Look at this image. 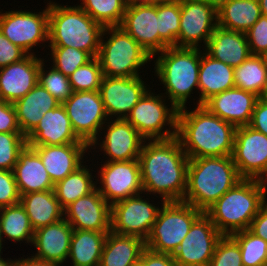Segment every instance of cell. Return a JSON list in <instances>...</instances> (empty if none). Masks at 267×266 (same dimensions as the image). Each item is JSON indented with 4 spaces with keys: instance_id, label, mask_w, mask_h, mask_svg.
<instances>
[{
    "instance_id": "6da1fadb",
    "label": "cell",
    "mask_w": 267,
    "mask_h": 266,
    "mask_svg": "<svg viewBox=\"0 0 267 266\" xmlns=\"http://www.w3.org/2000/svg\"><path fill=\"white\" fill-rule=\"evenodd\" d=\"M139 163L143 194L146 197L152 194L160 196L161 202L183 201L189 158L176 136L145 140Z\"/></svg>"
},
{
    "instance_id": "7a4b0ae2",
    "label": "cell",
    "mask_w": 267,
    "mask_h": 266,
    "mask_svg": "<svg viewBox=\"0 0 267 266\" xmlns=\"http://www.w3.org/2000/svg\"><path fill=\"white\" fill-rule=\"evenodd\" d=\"M191 110V111H190ZM179 109L176 137L189 159L232 156L236 127L203 105Z\"/></svg>"
},
{
    "instance_id": "3957f363",
    "label": "cell",
    "mask_w": 267,
    "mask_h": 266,
    "mask_svg": "<svg viewBox=\"0 0 267 266\" xmlns=\"http://www.w3.org/2000/svg\"><path fill=\"white\" fill-rule=\"evenodd\" d=\"M242 179L232 156L189 159L183 202L205 212Z\"/></svg>"
},
{
    "instance_id": "277c9868",
    "label": "cell",
    "mask_w": 267,
    "mask_h": 266,
    "mask_svg": "<svg viewBox=\"0 0 267 266\" xmlns=\"http://www.w3.org/2000/svg\"><path fill=\"white\" fill-rule=\"evenodd\" d=\"M267 196V182L243 178L204 213L222 235L247 230Z\"/></svg>"
},
{
    "instance_id": "5b68a950",
    "label": "cell",
    "mask_w": 267,
    "mask_h": 266,
    "mask_svg": "<svg viewBox=\"0 0 267 266\" xmlns=\"http://www.w3.org/2000/svg\"><path fill=\"white\" fill-rule=\"evenodd\" d=\"M47 47H72L97 57L104 27L94 21L79 5L48 3Z\"/></svg>"
},
{
    "instance_id": "8992f818",
    "label": "cell",
    "mask_w": 267,
    "mask_h": 266,
    "mask_svg": "<svg viewBox=\"0 0 267 266\" xmlns=\"http://www.w3.org/2000/svg\"><path fill=\"white\" fill-rule=\"evenodd\" d=\"M160 54V55H159ZM158 55L154 75L164 85V96L178 110L185 108L193 90L198 88L201 48L167 47Z\"/></svg>"
},
{
    "instance_id": "52a82bcc",
    "label": "cell",
    "mask_w": 267,
    "mask_h": 266,
    "mask_svg": "<svg viewBox=\"0 0 267 266\" xmlns=\"http://www.w3.org/2000/svg\"><path fill=\"white\" fill-rule=\"evenodd\" d=\"M97 58L106 77L141 76L140 69L153 60L120 26L104 27Z\"/></svg>"
},
{
    "instance_id": "ba28073f",
    "label": "cell",
    "mask_w": 267,
    "mask_h": 266,
    "mask_svg": "<svg viewBox=\"0 0 267 266\" xmlns=\"http://www.w3.org/2000/svg\"><path fill=\"white\" fill-rule=\"evenodd\" d=\"M158 203L161 208L145 246L157 253L173 255L193 222L203 212L183 201Z\"/></svg>"
},
{
    "instance_id": "9c48e42d",
    "label": "cell",
    "mask_w": 267,
    "mask_h": 266,
    "mask_svg": "<svg viewBox=\"0 0 267 266\" xmlns=\"http://www.w3.org/2000/svg\"><path fill=\"white\" fill-rule=\"evenodd\" d=\"M151 89L153 88H150L136 103L126 120L146 140L173 138L177 133L179 110L173 104H167L163 94L155 95Z\"/></svg>"
},
{
    "instance_id": "30bf717a",
    "label": "cell",
    "mask_w": 267,
    "mask_h": 266,
    "mask_svg": "<svg viewBox=\"0 0 267 266\" xmlns=\"http://www.w3.org/2000/svg\"><path fill=\"white\" fill-rule=\"evenodd\" d=\"M46 6L39 12L21 9L2 13L0 10V31L28 55H36L33 48L48 43V2Z\"/></svg>"
},
{
    "instance_id": "8fae6325",
    "label": "cell",
    "mask_w": 267,
    "mask_h": 266,
    "mask_svg": "<svg viewBox=\"0 0 267 266\" xmlns=\"http://www.w3.org/2000/svg\"><path fill=\"white\" fill-rule=\"evenodd\" d=\"M62 104L67 111L74 133L90 146L109 119L100 92H73Z\"/></svg>"
},
{
    "instance_id": "7c38bea8",
    "label": "cell",
    "mask_w": 267,
    "mask_h": 266,
    "mask_svg": "<svg viewBox=\"0 0 267 266\" xmlns=\"http://www.w3.org/2000/svg\"><path fill=\"white\" fill-rule=\"evenodd\" d=\"M97 168L96 189L111 206L143 193L139 159L104 162Z\"/></svg>"
},
{
    "instance_id": "4fadbf2b",
    "label": "cell",
    "mask_w": 267,
    "mask_h": 266,
    "mask_svg": "<svg viewBox=\"0 0 267 266\" xmlns=\"http://www.w3.org/2000/svg\"><path fill=\"white\" fill-rule=\"evenodd\" d=\"M141 194L111 206V231L119 235L148 238L160 207ZM146 199V200H145ZM156 205V206H155Z\"/></svg>"
},
{
    "instance_id": "5bb4252c",
    "label": "cell",
    "mask_w": 267,
    "mask_h": 266,
    "mask_svg": "<svg viewBox=\"0 0 267 266\" xmlns=\"http://www.w3.org/2000/svg\"><path fill=\"white\" fill-rule=\"evenodd\" d=\"M232 158L242 178L267 182V136L262 132L237 127Z\"/></svg>"
},
{
    "instance_id": "9a60e30c",
    "label": "cell",
    "mask_w": 267,
    "mask_h": 266,
    "mask_svg": "<svg viewBox=\"0 0 267 266\" xmlns=\"http://www.w3.org/2000/svg\"><path fill=\"white\" fill-rule=\"evenodd\" d=\"M223 235L203 212L174 252L177 266H209L215 248Z\"/></svg>"
},
{
    "instance_id": "2e32d148",
    "label": "cell",
    "mask_w": 267,
    "mask_h": 266,
    "mask_svg": "<svg viewBox=\"0 0 267 266\" xmlns=\"http://www.w3.org/2000/svg\"><path fill=\"white\" fill-rule=\"evenodd\" d=\"M103 126L101 129L102 132H100L101 134L90 144L89 147L91 150H96L99 147L98 149H101L100 152L102 154L104 152L103 155H106L104 157L107 159L105 162L139 159L142 146L146 139L132 124L126 119H108ZM103 133L104 135H102Z\"/></svg>"
},
{
    "instance_id": "e0dca14e",
    "label": "cell",
    "mask_w": 267,
    "mask_h": 266,
    "mask_svg": "<svg viewBox=\"0 0 267 266\" xmlns=\"http://www.w3.org/2000/svg\"><path fill=\"white\" fill-rule=\"evenodd\" d=\"M217 26V10L207 2L181 0L179 47H205Z\"/></svg>"
},
{
    "instance_id": "ac0fdd59",
    "label": "cell",
    "mask_w": 267,
    "mask_h": 266,
    "mask_svg": "<svg viewBox=\"0 0 267 266\" xmlns=\"http://www.w3.org/2000/svg\"><path fill=\"white\" fill-rule=\"evenodd\" d=\"M142 79V75L103 77L99 92L109 119H126L132 108L150 88Z\"/></svg>"
},
{
    "instance_id": "d6986e66",
    "label": "cell",
    "mask_w": 267,
    "mask_h": 266,
    "mask_svg": "<svg viewBox=\"0 0 267 266\" xmlns=\"http://www.w3.org/2000/svg\"><path fill=\"white\" fill-rule=\"evenodd\" d=\"M120 27L153 59L159 53V17L157 4L128 2Z\"/></svg>"
},
{
    "instance_id": "ffe728a7",
    "label": "cell",
    "mask_w": 267,
    "mask_h": 266,
    "mask_svg": "<svg viewBox=\"0 0 267 266\" xmlns=\"http://www.w3.org/2000/svg\"><path fill=\"white\" fill-rule=\"evenodd\" d=\"M64 219L75 230L111 231V205L95 189L64 209Z\"/></svg>"
},
{
    "instance_id": "44dd1931",
    "label": "cell",
    "mask_w": 267,
    "mask_h": 266,
    "mask_svg": "<svg viewBox=\"0 0 267 266\" xmlns=\"http://www.w3.org/2000/svg\"><path fill=\"white\" fill-rule=\"evenodd\" d=\"M259 98L255 93L233 87L211 96L202 105L212 114L237 128L250 124Z\"/></svg>"
},
{
    "instance_id": "7402d4cb",
    "label": "cell",
    "mask_w": 267,
    "mask_h": 266,
    "mask_svg": "<svg viewBox=\"0 0 267 266\" xmlns=\"http://www.w3.org/2000/svg\"><path fill=\"white\" fill-rule=\"evenodd\" d=\"M44 58L27 55L21 61L0 68V100L15 103L24 97L39 80Z\"/></svg>"
},
{
    "instance_id": "603a6c76",
    "label": "cell",
    "mask_w": 267,
    "mask_h": 266,
    "mask_svg": "<svg viewBox=\"0 0 267 266\" xmlns=\"http://www.w3.org/2000/svg\"><path fill=\"white\" fill-rule=\"evenodd\" d=\"M30 147L39 154L54 185L69 174L75 172L84 163L87 164L83 157L87 152V154L91 152L87 143Z\"/></svg>"
},
{
    "instance_id": "cb8c5ba5",
    "label": "cell",
    "mask_w": 267,
    "mask_h": 266,
    "mask_svg": "<svg viewBox=\"0 0 267 266\" xmlns=\"http://www.w3.org/2000/svg\"><path fill=\"white\" fill-rule=\"evenodd\" d=\"M26 142L29 146L86 143L74 133L62 103L44 114L35 129L26 137Z\"/></svg>"
},
{
    "instance_id": "d4e9b609",
    "label": "cell",
    "mask_w": 267,
    "mask_h": 266,
    "mask_svg": "<svg viewBox=\"0 0 267 266\" xmlns=\"http://www.w3.org/2000/svg\"><path fill=\"white\" fill-rule=\"evenodd\" d=\"M72 234L73 228L64 218L35 230L32 245L36 252L32 255L64 266L63 264L69 262L66 260L70 252Z\"/></svg>"
},
{
    "instance_id": "484cf974",
    "label": "cell",
    "mask_w": 267,
    "mask_h": 266,
    "mask_svg": "<svg viewBox=\"0 0 267 266\" xmlns=\"http://www.w3.org/2000/svg\"><path fill=\"white\" fill-rule=\"evenodd\" d=\"M13 173L20 195L54 190L39 154L29 145L19 153Z\"/></svg>"
},
{
    "instance_id": "4316f807",
    "label": "cell",
    "mask_w": 267,
    "mask_h": 266,
    "mask_svg": "<svg viewBox=\"0 0 267 266\" xmlns=\"http://www.w3.org/2000/svg\"><path fill=\"white\" fill-rule=\"evenodd\" d=\"M203 50L233 68L238 67L251 55L244 32L230 31L219 26L213 31Z\"/></svg>"
},
{
    "instance_id": "83f0119b",
    "label": "cell",
    "mask_w": 267,
    "mask_h": 266,
    "mask_svg": "<svg viewBox=\"0 0 267 266\" xmlns=\"http://www.w3.org/2000/svg\"><path fill=\"white\" fill-rule=\"evenodd\" d=\"M234 85V68L214 59L201 50L198 74L199 96L195 106L202 105L211 96L224 92Z\"/></svg>"
},
{
    "instance_id": "f1b7e54d",
    "label": "cell",
    "mask_w": 267,
    "mask_h": 266,
    "mask_svg": "<svg viewBox=\"0 0 267 266\" xmlns=\"http://www.w3.org/2000/svg\"><path fill=\"white\" fill-rule=\"evenodd\" d=\"M60 104L61 102L38 82L24 97L14 103L22 134L27 137L44 114Z\"/></svg>"
},
{
    "instance_id": "f546056e",
    "label": "cell",
    "mask_w": 267,
    "mask_h": 266,
    "mask_svg": "<svg viewBox=\"0 0 267 266\" xmlns=\"http://www.w3.org/2000/svg\"><path fill=\"white\" fill-rule=\"evenodd\" d=\"M145 241L136 236L109 231L104 242L99 266H132L140 261Z\"/></svg>"
},
{
    "instance_id": "4dcf8cb0",
    "label": "cell",
    "mask_w": 267,
    "mask_h": 266,
    "mask_svg": "<svg viewBox=\"0 0 267 266\" xmlns=\"http://www.w3.org/2000/svg\"><path fill=\"white\" fill-rule=\"evenodd\" d=\"M20 204L25 208L34 231L64 218V209L60 206L54 190L23 194Z\"/></svg>"
},
{
    "instance_id": "1f68e13d",
    "label": "cell",
    "mask_w": 267,
    "mask_h": 266,
    "mask_svg": "<svg viewBox=\"0 0 267 266\" xmlns=\"http://www.w3.org/2000/svg\"><path fill=\"white\" fill-rule=\"evenodd\" d=\"M107 234L73 229L68 256L72 266H99Z\"/></svg>"
},
{
    "instance_id": "d6a6232c",
    "label": "cell",
    "mask_w": 267,
    "mask_h": 266,
    "mask_svg": "<svg viewBox=\"0 0 267 266\" xmlns=\"http://www.w3.org/2000/svg\"><path fill=\"white\" fill-rule=\"evenodd\" d=\"M218 26L230 31H248L262 15L258 0H230L217 10Z\"/></svg>"
},
{
    "instance_id": "836d02e7",
    "label": "cell",
    "mask_w": 267,
    "mask_h": 266,
    "mask_svg": "<svg viewBox=\"0 0 267 266\" xmlns=\"http://www.w3.org/2000/svg\"><path fill=\"white\" fill-rule=\"evenodd\" d=\"M94 170H90L87 165H82L75 172L66 176L54 185V192L60 206L65 209L72 202L80 197H84L96 189L97 181L92 175ZM94 176V177H93Z\"/></svg>"
},
{
    "instance_id": "e575fe53",
    "label": "cell",
    "mask_w": 267,
    "mask_h": 266,
    "mask_svg": "<svg viewBox=\"0 0 267 266\" xmlns=\"http://www.w3.org/2000/svg\"><path fill=\"white\" fill-rule=\"evenodd\" d=\"M0 230L3 242L7 239L13 243L21 244L25 241L32 245L34 229L25 208L20 203L0 208Z\"/></svg>"
},
{
    "instance_id": "d590c367",
    "label": "cell",
    "mask_w": 267,
    "mask_h": 266,
    "mask_svg": "<svg viewBox=\"0 0 267 266\" xmlns=\"http://www.w3.org/2000/svg\"><path fill=\"white\" fill-rule=\"evenodd\" d=\"M234 85L262 97L267 90V57L250 55L235 67Z\"/></svg>"
},
{
    "instance_id": "8d00e7d4",
    "label": "cell",
    "mask_w": 267,
    "mask_h": 266,
    "mask_svg": "<svg viewBox=\"0 0 267 266\" xmlns=\"http://www.w3.org/2000/svg\"><path fill=\"white\" fill-rule=\"evenodd\" d=\"M159 17V53L167 47H179L181 0L157 4Z\"/></svg>"
},
{
    "instance_id": "74e56055",
    "label": "cell",
    "mask_w": 267,
    "mask_h": 266,
    "mask_svg": "<svg viewBox=\"0 0 267 266\" xmlns=\"http://www.w3.org/2000/svg\"><path fill=\"white\" fill-rule=\"evenodd\" d=\"M80 7L103 27L120 26L127 0H80Z\"/></svg>"
},
{
    "instance_id": "f35d334b",
    "label": "cell",
    "mask_w": 267,
    "mask_h": 266,
    "mask_svg": "<svg viewBox=\"0 0 267 266\" xmlns=\"http://www.w3.org/2000/svg\"><path fill=\"white\" fill-rule=\"evenodd\" d=\"M239 245L243 266H267V241L248 229L230 235Z\"/></svg>"
},
{
    "instance_id": "ab89813d",
    "label": "cell",
    "mask_w": 267,
    "mask_h": 266,
    "mask_svg": "<svg viewBox=\"0 0 267 266\" xmlns=\"http://www.w3.org/2000/svg\"><path fill=\"white\" fill-rule=\"evenodd\" d=\"M103 77L100 62L97 57H93L77 68L68 79L73 92L99 91Z\"/></svg>"
},
{
    "instance_id": "60d3db41",
    "label": "cell",
    "mask_w": 267,
    "mask_h": 266,
    "mask_svg": "<svg viewBox=\"0 0 267 266\" xmlns=\"http://www.w3.org/2000/svg\"><path fill=\"white\" fill-rule=\"evenodd\" d=\"M48 49L51 54L47 55L51 56L52 66L67 77L92 59L87 52L72 47H49Z\"/></svg>"
},
{
    "instance_id": "b9f144b4",
    "label": "cell",
    "mask_w": 267,
    "mask_h": 266,
    "mask_svg": "<svg viewBox=\"0 0 267 266\" xmlns=\"http://www.w3.org/2000/svg\"><path fill=\"white\" fill-rule=\"evenodd\" d=\"M41 62L39 69V80L38 82L58 101L63 103L67 100L73 93L71 84L67 76H65L60 71L56 70L53 66L45 69V62Z\"/></svg>"
},
{
    "instance_id": "7bdbcfd3",
    "label": "cell",
    "mask_w": 267,
    "mask_h": 266,
    "mask_svg": "<svg viewBox=\"0 0 267 266\" xmlns=\"http://www.w3.org/2000/svg\"><path fill=\"white\" fill-rule=\"evenodd\" d=\"M27 145L22 133H0V169L13 171L19 153Z\"/></svg>"
},
{
    "instance_id": "ee69618b",
    "label": "cell",
    "mask_w": 267,
    "mask_h": 266,
    "mask_svg": "<svg viewBox=\"0 0 267 266\" xmlns=\"http://www.w3.org/2000/svg\"><path fill=\"white\" fill-rule=\"evenodd\" d=\"M209 266H243L240 247L230 235L221 237Z\"/></svg>"
},
{
    "instance_id": "f6af8a7d",
    "label": "cell",
    "mask_w": 267,
    "mask_h": 266,
    "mask_svg": "<svg viewBox=\"0 0 267 266\" xmlns=\"http://www.w3.org/2000/svg\"><path fill=\"white\" fill-rule=\"evenodd\" d=\"M245 34L251 55L267 56V16L261 15Z\"/></svg>"
},
{
    "instance_id": "bcb514c9",
    "label": "cell",
    "mask_w": 267,
    "mask_h": 266,
    "mask_svg": "<svg viewBox=\"0 0 267 266\" xmlns=\"http://www.w3.org/2000/svg\"><path fill=\"white\" fill-rule=\"evenodd\" d=\"M20 197L13 171L0 169V208L20 203Z\"/></svg>"
},
{
    "instance_id": "7dc6e473",
    "label": "cell",
    "mask_w": 267,
    "mask_h": 266,
    "mask_svg": "<svg viewBox=\"0 0 267 266\" xmlns=\"http://www.w3.org/2000/svg\"><path fill=\"white\" fill-rule=\"evenodd\" d=\"M27 55L24 50L14 45L0 31V68L19 62Z\"/></svg>"
},
{
    "instance_id": "c3c4849f",
    "label": "cell",
    "mask_w": 267,
    "mask_h": 266,
    "mask_svg": "<svg viewBox=\"0 0 267 266\" xmlns=\"http://www.w3.org/2000/svg\"><path fill=\"white\" fill-rule=\"evenodd\" d=\"M0 133H22L13 103L0 100Z\"/></svg>"
},
{
    "instance_id": "681fc988",
    "label": "cell",
    "mask_w": 267,
    "mask_h": 266,
    "mask_svg": "<svg viewBox=\"0 0 267 266\" xmlns=\"http://www.w3.org/2000/svg\"><path fill=\"white\" fill-rule=\"evenodd\" d=\"M143 266H177L171 254L157 253L145 248L139 261Z\"/></svg>"
},
{
    "instance_id": "f907efd6",
    "label": "cell",
    "mask_w": 267,
    "mask_h": 266,
    "mask_svg": "<svg viewBox=\"0 0 267 266\" xmlns=\"http://www.w3.org/2000/svg\"><path fill=\"white\" fill-rule=\"evenodd\" d=\"M249 126L267 136V102L261 97L256 102Z\"/></svg>"
},
{
    "instance_id": "816d5d0a",
    "label": "cell",
    "mask_w": 267,
    "mask_h": 266,
    "mask_svg": "<svg viewBox=\"0 0 267 266\" xmlns=\"http://www.w3.org/2000/svg\"><path fill=\"white\" fill-rule=\"evenodd\" d=\"M248 230L255 236L267 241V198L261 204L258 214L252 220Z\"/></svg>"
},
{
    "instance_id": "f5cc1de1",
    "label": "cell",
    "mask_w": 267,
    "mask_h": 266,
    "mask_svg": "<svg viewBox=\"0 0 267 266\" xmlns=\"http://www.w3.org/2000/svg\"><path fill=\"white\" fill-rule=\"evenodd\" d=\"M16 266H59L53 262L45 261L31 254L27 258L21 257L16 259Z\"/></svg>"
},
{
    "instance_id": "db71d44e",
    "label": "cell",
    "mask_w": 267,
    "mask_h": 266,
    "mask_svg": "<svg viewBox=\"0 0 267 266\" xmlns=\"http://www.w3.org/2000/svg\"><path fill=\"white\" fill-rule=\"evenodd\" d=\"M207 2L210 6L215 8L216 10H219L223 5L227 4L230 0H204Z\"/></svg>"
},
{
    "instance_id": "11a10c76",
    "label": "cell",
    "mask_w": 267,
    "mask_h": 266,
    "mask_svg": "<svg viewBox=\"0 0 267 266\" xmlns=\"http://www.w3.org/2000/svg\"><path fill=\"white\" fill-rule=\"evenodd\" d=\"M1 255H3L2 252H0V266H16V259L15 258L14 259H11V258L5 259Z\"/></svg>"
},
{
    "instance_id": "9f6ffc18",
    "label": "cell",
    "mask_w": 267,
    "mask_h": 266,
    "mask_svg": "<svg viewBox=\"0 0 267 266\" xmlns=\"http://www.w3.org/2000/svg\"><path fill=\"white\" fill-rule=\"evenodd\" d=\"M138 1L146 4H162V3L176 2L179 0H138Z\"/></svg>"
},
{
    "instance_id": "6f0895ef",
    "label": "cell",
    "mask_w": 267,
    "mask_h": 266,
    "mask_svg": "<svg viewBox=\"0 0 267 266\" xmlns=\"http://www.w3.org/2000/svg\"><path fill=\"white\" fill-rule=\"evenodd\" d=\"M260 4L261 13L267 16V0H258Z\"/></svg>"
},
{
    "instance_id": "680465c9",
    "label": "cell",
    "mask_w": 267,
    "mask_h": 266,
    "mask_svg": "<svg viewBox=\"0 0 267 266\" xmlns=\"http://www.w3.org/2000/svg\"><path fill=\"white\" fill-rule=\"evenodd\" d=\"M3 247L4 246H3V241H2V237H1V230H0V252H2V253H3V250H2Z\"/></svg>"
},
{
    "instance_id": "91938a15",
    "label": "cell",
    "mask_w": 267,
    "mask_h": 266,
    "mask_svg": "<svg viewBox=\"0 0 267 266\" xmlns=\"http://www.w3.org/2000/svg\"><path fill=\"white\" fill-rule=\"evenodd\" d=\"M261 98L267 102V90L264 92Z\"/></svg>"
},
{
    "instance_id": "94428289",
    "label": "cell",
    "mask_w": 267,
    "mask_h": 266,
    "mask_svg": "<svg viewBox=\"0 0 267 266\" xmlns=\"http://www.w3.org/2000/svg\"><path fill=\"white\" fill-rule=\"evenodd\" d=\"M132 266H143V265L140 262H137L136 264H134Z\"/></svg>"
}]
</instances>
